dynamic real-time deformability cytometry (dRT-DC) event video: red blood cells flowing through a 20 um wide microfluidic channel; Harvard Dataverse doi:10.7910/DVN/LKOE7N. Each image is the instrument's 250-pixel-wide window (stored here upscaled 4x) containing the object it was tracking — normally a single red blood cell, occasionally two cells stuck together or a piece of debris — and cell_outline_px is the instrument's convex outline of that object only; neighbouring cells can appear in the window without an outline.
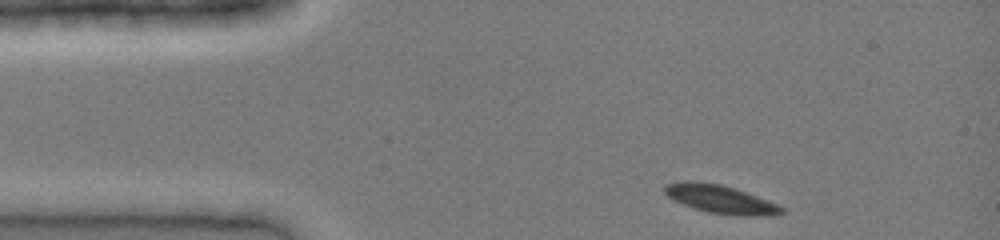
{"species": "common noctule bat (a hibernating species)", "species_latin": "Nyctalus noctula", "temperature_condition": "cold", "stored_images_in_passage": 32, "camera_frame_rate_fps": 3000, "um_per_image_px": 0.085, "animal": {"sex": "female", "body_mass_g": 19.0, "forearm_length_mm": 51.5}, "frame": {"image": 1, "passage_image": 1, "time_ms": 0.0, "image_size_px": [1000, 240], "cell_outline_px": [[784, 212], [772, 216], [744, 216], [708, 212], [684, 204], [668, 196], [664, 192], [664, 184], [684, 180], [692, 180], [720, 184], [736, 188], [776, 204], [784, 208]], "centroid_in_image_um": [61.23, 16.92], "position_along_channel_um": 23.8, "area_um2": 19.13}}
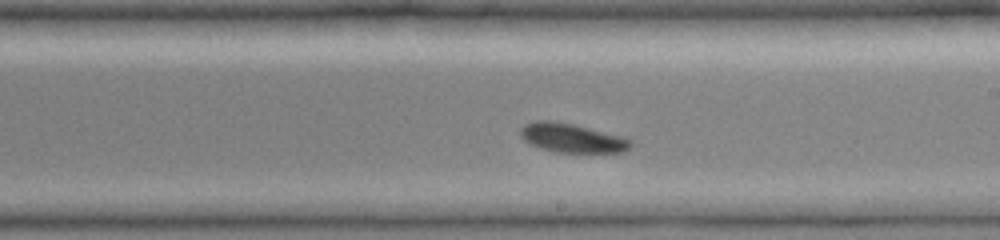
{"frame": {"image": 2, "passage_image": 19, "time_ms": 6.0, "image_size_px": [1000, 240], "cell_outline_px": [[632, 144], [624, 152], [556, 152], [540, 148], [524, 140], [520, 136], [520, 128], [524, 124], [536, 120], [552, 120], [572, 124], [620, 136], [632, 140]], "centroid_in_image_um": [48.57, 11.72], "position_along_channel_um": 240.4, "area_um2": 18.44}}
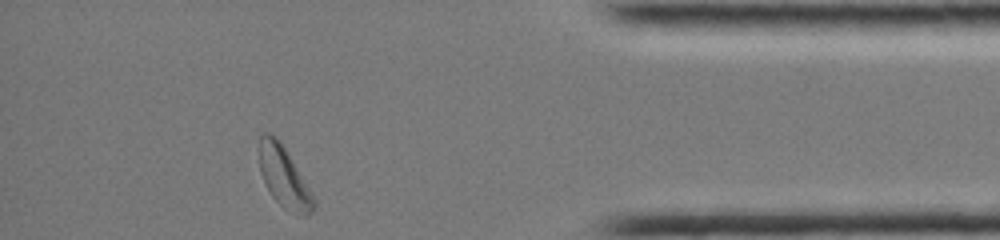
{"frame": {"image": 3, "passage_image": 32, "time_ms": 10.333, "image_size_px": [1000, 240], "cell_outline_px": [[316, 208], [312, 212], [304, 216], [296, 216], [284, 208], [272, 196], [260, 172], [260, 136], [264, 132], [268, 132], [276, 136], [280, 140], [316, 200]], "centroid_in_image_um": [24.16, 15.08], "position_along_channel_um": 411.0, "area_um2": 19.13}}